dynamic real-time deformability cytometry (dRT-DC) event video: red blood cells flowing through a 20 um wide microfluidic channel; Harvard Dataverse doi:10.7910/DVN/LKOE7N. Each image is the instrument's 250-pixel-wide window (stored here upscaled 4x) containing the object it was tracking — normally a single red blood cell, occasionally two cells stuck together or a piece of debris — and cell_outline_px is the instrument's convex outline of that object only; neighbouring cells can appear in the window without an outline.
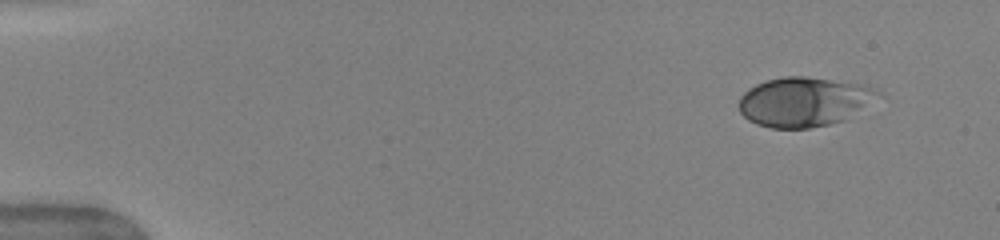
{"species": "human", "species_latin": "Homo sapiens", "temperature_condition": "warm", "stored_images_in_passage": 47, "camera_frame_rate_fps": 3000, "um_per_image_px": 0.085, "donor": {"sex": "female"}, "frame": {"image": 1, "passage_image": 1, "time_ms": 0.0, "image_size_px": [1000, 240], "cell_outline_px": [[884, 96], [844, 120], [828, 124], [808, 128], [772, 128], [756, 124], [748, 120], [740, 112], [740, 96], [748, 88], [756, 84], [768, 80], [784, 76], [808, 76], [864, 84], [880, 92]], "centroid_in_image_um": [68.38, 8.64], "position_along_channel_um": 16.6, "area_um2": 40.29}}
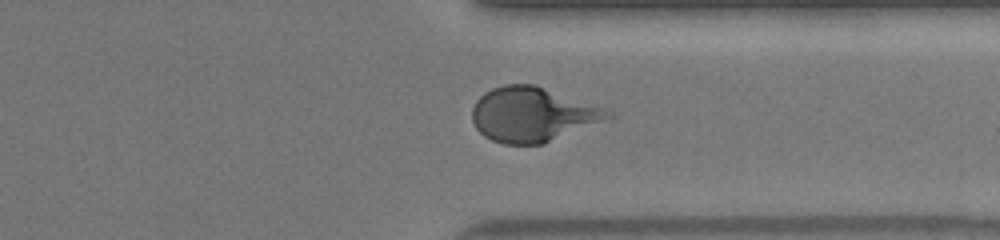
{"frame": {"image": 2, "passage_image": 36, "time_ms": 11.667, "image_size_px": [1000, 240], "cell_outline_px": [[616, 116], [544, 144], [504, 144], [492, 140], [484, 136], [476, 128], [472, 120], [472, 108], [476, 100], [484, 92], [492, 88], [504, 84], [536, 84], [604, 108], [612, 112]], "centroid_in_image_um": [45.26, 9.72], "position_along_channel_um": 366.1, "area_um2": 43.29}}
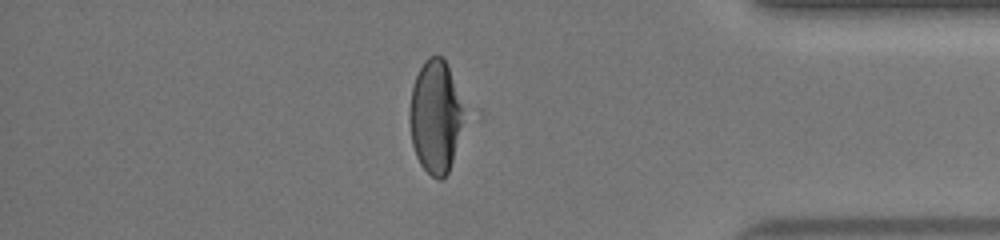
{"frame": {"image": 3, "passage_image": 40, "time_ms": 13.0, "image_size_px": [1000, 240], "cell_outline_px": [[468, 116], [448, 172], [440, 180], [436, 180], [420, 164], [416, 156], [412, 144], [408, 120], [408, 108], [412, 88], [416, 76], [424, 60], [428, 56], [440, 56], [444, 60], [448, 68], [468, 112]], "centroid_in_image_um": [37.04, 9.93], "position_along_channel_um": 398.2, "area_um2": 36.65}, "authors_computed_cell_mechanics": {"area_um2": 39.9398, "velocity_mm_per_s": 4.0429, "shape_relaxation_time_tau1_ms": 4.4382, "shape_relaxation_time_tau2_ms": null, "deformation_change_tau1": 0.1848, "deformation_change_tau2": null}}